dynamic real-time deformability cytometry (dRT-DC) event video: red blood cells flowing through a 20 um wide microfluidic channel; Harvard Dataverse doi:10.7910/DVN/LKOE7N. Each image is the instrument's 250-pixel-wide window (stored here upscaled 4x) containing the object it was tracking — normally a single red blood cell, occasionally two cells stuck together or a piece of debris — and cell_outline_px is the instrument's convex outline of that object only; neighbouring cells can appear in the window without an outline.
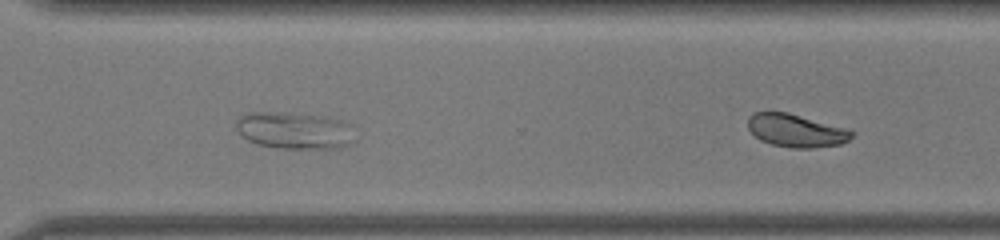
{"species": "common noctule bat (a hibernating species)", "species_latin": "Nyctalus noctula", "temperature_condition": "warm", "stored_images_in_passage": 21, "camera_frame_rate_fps": 3000, "um_per_image_px": 0.085, "animal": {"sex": "male", "body_mass_g": 19.0, "forearm_length_mm": 50.8}, "frame": {"image": 1, "passage_image": 21, "time_ms": 6.667, "image_size_px": [1000, 240], "cell_outline_px": [[856, 132], [848, 140], [840, 144], [812, 148], [792, 148], [772, 144], [760, 140], [748, 128], [748, 116], [752, 112], [788, 112], [848, 128]], "centroid_in_image_um": [67.68, 11.09], "position_along_channel_um": 302.9, "area_um2": 20.06}}